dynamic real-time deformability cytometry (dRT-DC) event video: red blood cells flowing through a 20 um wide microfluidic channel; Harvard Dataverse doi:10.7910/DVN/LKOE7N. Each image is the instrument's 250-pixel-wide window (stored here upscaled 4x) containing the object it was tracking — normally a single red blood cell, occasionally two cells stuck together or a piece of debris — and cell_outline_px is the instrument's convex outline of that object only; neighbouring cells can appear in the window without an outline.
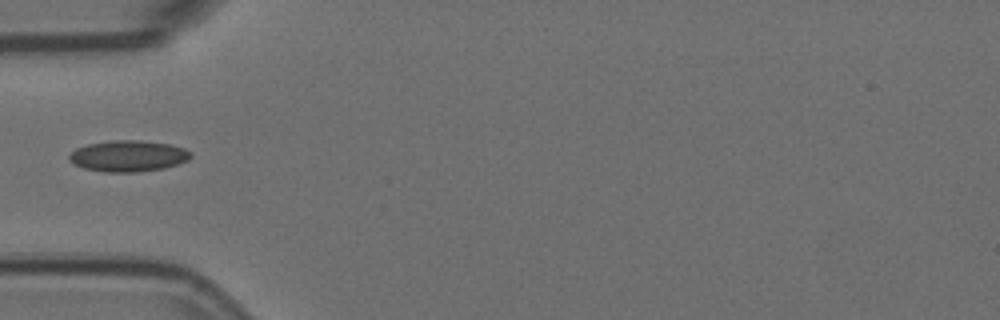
{"species": "Egyptian fruit bat (a non-hibernating species)", "species_latin": "Rousettus aegyptiacus", "temperature_condition": "room temperature", "stored_images_in_passage": 5, "camera_frame_rate_fps": 3000, "um_per_image_px": 0.085, "animal": {"sex": "female"}, "frame": {"image": 1, "passage_image": 5, "time_ms": 1.333, "image_size_px": [1000, 320], "cell_outline_px": [[192, 156], [188, 160], [164, 168], [136, 172], [108, 172], [84, 168], [72, 164], [68, 160], [68, 156], [76, 148], [88, 144], [112, 140], [140, 140], [172, 144], [184, 148], [192, 152]], "centroid_in_image_um": [10.9, 13.25], "position_along_channel_um": 74.1, "area_um2": 22.2}}